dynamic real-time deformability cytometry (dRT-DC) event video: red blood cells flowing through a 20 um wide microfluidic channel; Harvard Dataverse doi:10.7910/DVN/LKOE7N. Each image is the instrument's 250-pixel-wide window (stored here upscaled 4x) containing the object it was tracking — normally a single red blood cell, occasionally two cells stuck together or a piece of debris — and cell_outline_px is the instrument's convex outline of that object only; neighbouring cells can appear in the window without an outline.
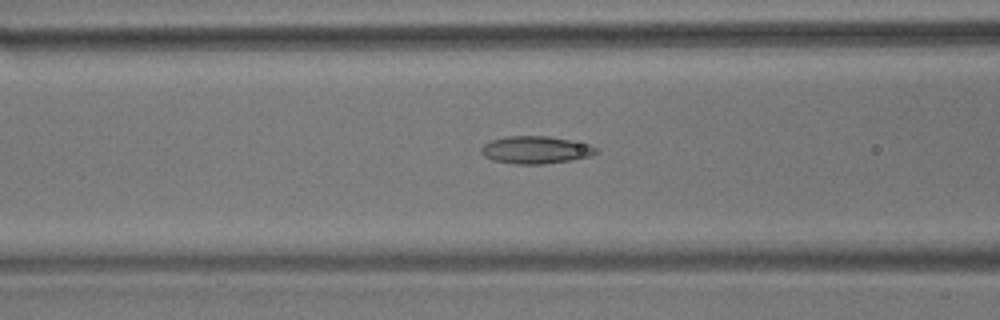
{"species": "common noctule bat (a hibernating species)", "species_latin": "Nyctalus noctula", "temperature_condition": "room temperature", "stored_images_in_passage": 42, "camera_frame_rate_fps": 3000, "um_per_image_px": 0.085, "animal": {"sex": "male", "body_mass_g": 17.9}, "frame": {"image": 1, "passage_image": 9, "time_ms": 2.667, "image_size_px": [1000, 320], "cell_outline_px": [[600, 152], [592, 156], [572, 160], [544, 164], [516, 164], [492, 160], [484, 156], [480, 152], [480, 148], [484, 144], [492, 140], [508, 136], [548, 136], [588, 144], [596, 148]], "centroid_in_image_um": [45.54, 12.75], "position_along_channel_um": 121.1, "area_um2": 18.44}}
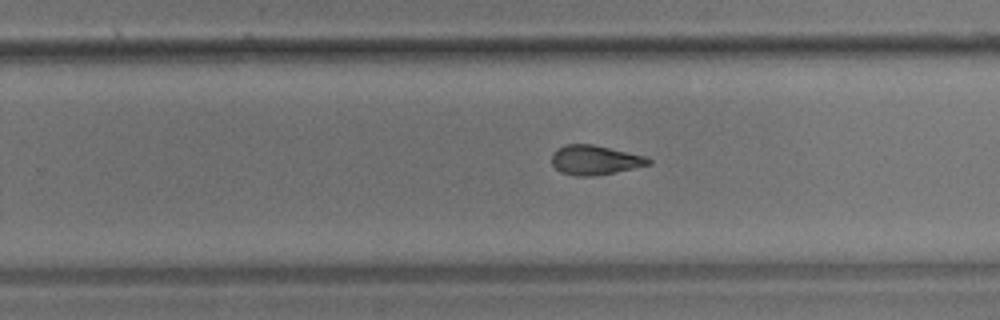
{"frame": {"image": 2, "passage_image": 22, "time_ms": 7.0, "image_size_px": [1000, 320], "cell_outline_px": [[652, 164], [592, 176], [576, 176], [560, 172], [552, 164], [552, 152], [556, 148], [564, 144], [592, 144], [644, 156], [652, 160]], "centroid_in_image_um": [50.51, 13.59], "position_along_channel_um": 279.3, "area_um2": 16.47}}
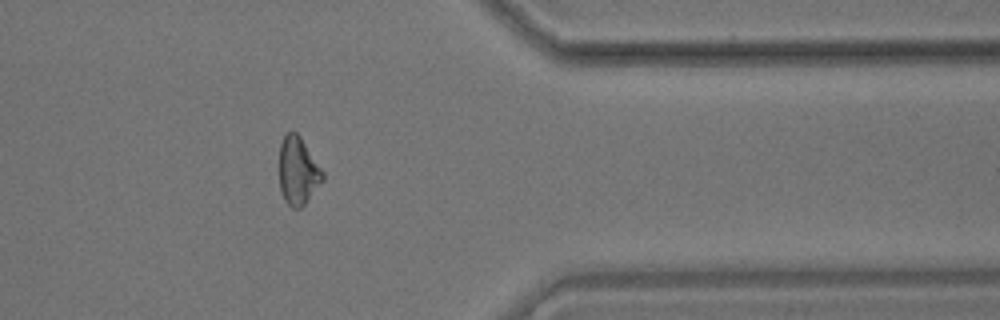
{"frame": {"image": 3, "passage_image": 32, "time_ms": 10.333, "image_size_px": [1000, 320], "cell_outline_px": [[324, 180], [304, 204], [300, 208], [292, 208], [284, 200], [280, 188], [280, 144], [284, 136], [288, 132], [296, 132], [300, 136], [324, 172]], "centroid_in_image_um": [25.34, 14.54], "position_along_channel_um": 386.1, "area_um2": 16.99}, "authors_computed_cell_mechanics": {"area_um2": 17.3978, "velocity_mm_per_s": 3.6562, "shape_relaxation_time_tau1_ms": 4.9644, "shape_relaxation_time_tau2_ms": 3.5615, "deformation_change_tau1": 0.1468, "deformation_change_tau2": 0.1226}}